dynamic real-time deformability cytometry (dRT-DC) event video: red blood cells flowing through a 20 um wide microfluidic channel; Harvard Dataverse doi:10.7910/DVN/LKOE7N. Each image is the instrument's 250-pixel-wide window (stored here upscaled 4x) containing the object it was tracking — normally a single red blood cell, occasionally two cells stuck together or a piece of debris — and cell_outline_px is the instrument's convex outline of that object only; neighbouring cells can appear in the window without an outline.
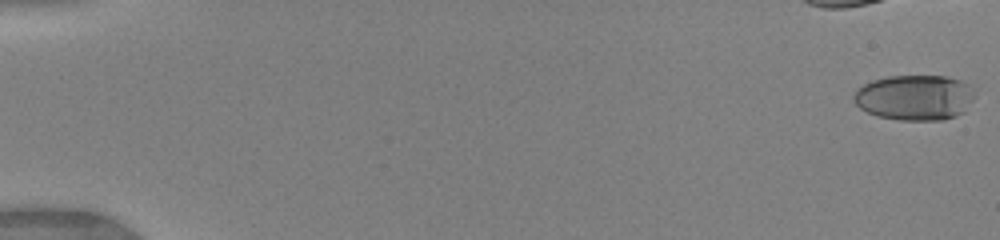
{"species": "human", "species_latin": "Homo sapiens", "temperature_condition": "warm", "stored_images_in_passage": 31, "camera_frame_rate_fps": 3000, "um_per_image_px": 0.085, "donor": {"sex": "female"}, "frame": {"image": 1, "passage_image": 1, "time_ms": 0.0, "image_size_px": [1000, 240], "cell_outline_px": [[976, 96], [964, 112], [956, 116], [944, 120], [900, 120], [876, 116], [860, 108], [852, 100], [852, 96], [864, 84], [872, 80], [888, 76], [948, 76], [972, 84], [976, 88]], "centroid_in_image_um": [77.82, 8.28], "position_along_channel_um": 7.2, "area_um2": 32.54}}